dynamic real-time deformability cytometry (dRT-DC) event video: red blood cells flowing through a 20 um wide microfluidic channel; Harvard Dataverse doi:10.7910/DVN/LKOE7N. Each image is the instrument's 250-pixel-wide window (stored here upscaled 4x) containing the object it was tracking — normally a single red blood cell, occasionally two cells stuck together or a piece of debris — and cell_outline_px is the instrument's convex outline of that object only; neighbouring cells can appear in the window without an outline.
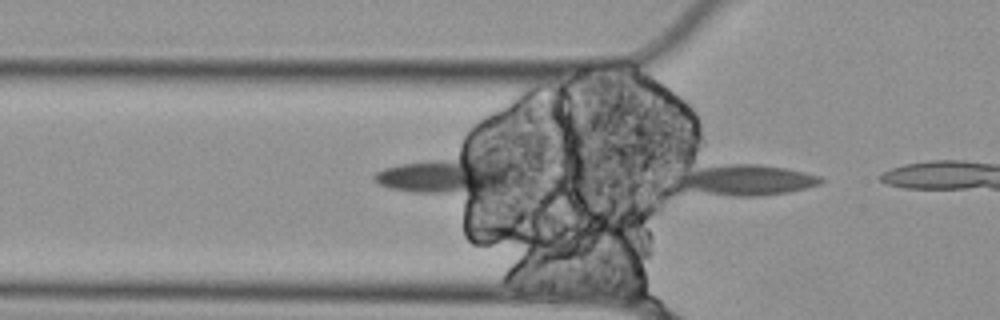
{"species": "Egyptian fruit bat (a non-hibernating species)", "species_latin": "Rousettus aegyptiacus", "temperature_condition": "cold", "stored_images_in_passage": 2, "camera_frame_rate_fps": 3000, "um_per_image_px": 0.085, "animal": {"sex": "female"}, "frame": {"image": 1, "passage_image": 2, "time_ms": 0.333, "image_size_px": [1000, 320], "cell_outline_px": [[824, 180], [820, 184], [788, 192], [760, 196], [732, 196], [680, 188], [672, 180], [672, 176], [684, 172], [700, 168], [728, 164], [760, 164], [784, 168], [804, 172], [820, 176]], "centroid_in_image_um": [63.37, 15.3], "position_along_channel_um": 62.4, "area_um2": 25.55}}